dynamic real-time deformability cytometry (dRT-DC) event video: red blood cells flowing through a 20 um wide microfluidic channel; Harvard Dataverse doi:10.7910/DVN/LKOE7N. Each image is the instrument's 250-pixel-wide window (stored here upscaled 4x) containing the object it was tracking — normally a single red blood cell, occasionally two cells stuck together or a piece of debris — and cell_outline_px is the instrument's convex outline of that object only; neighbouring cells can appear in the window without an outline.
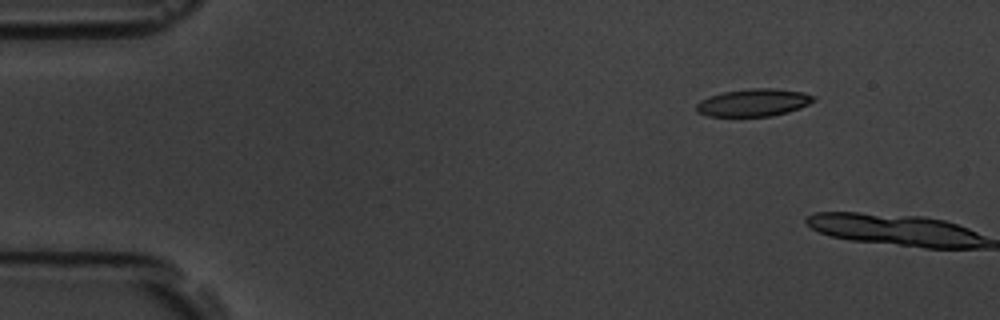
{"species": "common noctule bat (a hibernating species)", "species_latin": "Nyctalus noctula", "temperature_condition": "room temperature", "stored_images_in_passage": 3, "camera_frame_rate_fps": 3000, "um_per_image_px": 0.085, "animal": {"sex": "male", "body_mass_g": 19.5, "forearm_length_mm": 54.6}, "frame": {"image": 1, "passage_image": 2, "time_ms": 1.333, "image_size_px": [1000, 320], "cell_outline_px": [[816, 100], [800, 108], [788, 112], [772, 116], [708, 116], [696, 112], [696, 104], [700, 100], [708, 96], [724, 92], [748, 88], [776, 88], [804, 92], [816, 96]], "centroid_in_image_um": [64.07, 8.71], "position_along_channel_um": 20.9, "area_um2": 19.02}}